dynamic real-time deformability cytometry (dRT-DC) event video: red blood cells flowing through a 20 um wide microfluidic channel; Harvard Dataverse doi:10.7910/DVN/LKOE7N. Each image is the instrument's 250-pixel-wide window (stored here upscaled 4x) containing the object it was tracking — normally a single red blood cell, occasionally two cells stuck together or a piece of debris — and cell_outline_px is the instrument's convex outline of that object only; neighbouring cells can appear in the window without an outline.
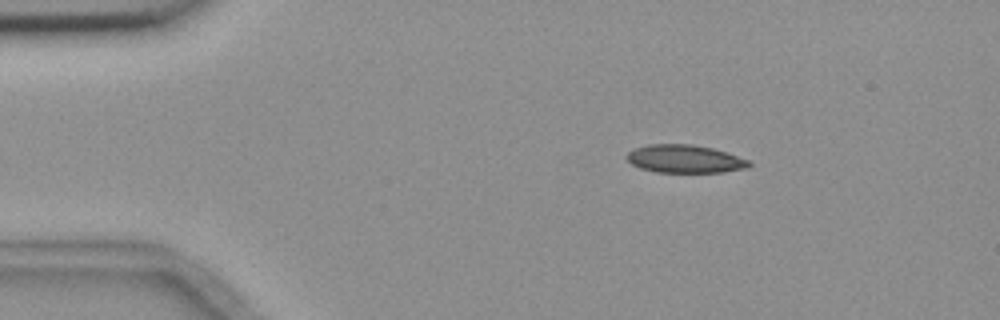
{"species": "common noctule bat (a hibernating species)", "species_latin": "Nyctalus noctula", "temperature_condition": "room temperature", "stored_images_in_passage": 4, "camera_frame_rate_fps": 3000, "um_per_image_px": 0.085, "animal": {"sex": "female", "body_mass_g": 18.4}, "frame": {"image": 1, "passage_image": 2, "time_ms": 1.0, "image_size_px": [1000, 320], "cell_outline_px": [[752, 164], [748, 168], [720, 172], [656, 172], [640, 168], [632, 164], [624, 156], [628, 152], [636, 148], [648, 144], [688, 144], [712, 148], [748, 160]], "centroid_in_image_um": [58.17, 13.51], "position_along_channel_um": 26.8, "area_um2": 19.77}}